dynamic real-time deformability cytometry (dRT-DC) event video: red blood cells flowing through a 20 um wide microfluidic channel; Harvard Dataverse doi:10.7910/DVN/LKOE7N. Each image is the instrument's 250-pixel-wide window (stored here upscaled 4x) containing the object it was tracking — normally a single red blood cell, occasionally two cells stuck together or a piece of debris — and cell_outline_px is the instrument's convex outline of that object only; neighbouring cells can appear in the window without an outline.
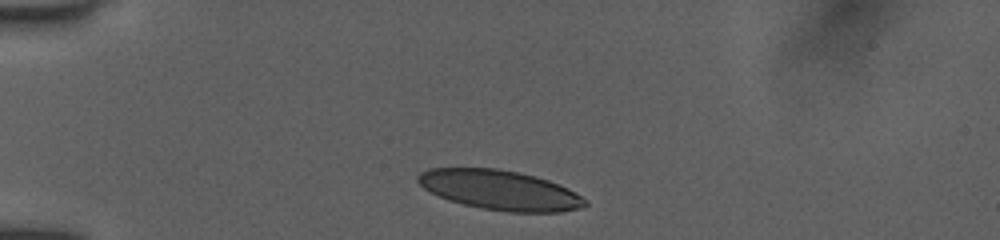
{"species": "human", "species_latin": "Homo sapiens", "temperature_condition": "room temperature", "stored_images_in_passage": 7, "camera_frame_rate_fps": 3000, "um_per_image_px": 0.085, "donor": {"sex": "female"}, "frame": {"image": 1, "passage_image": 1, "time_ms": 0.0, "image_size_px": [1000, 240], "cell_outline_px": [[588, 204], [580, 208], [560, 212], [508, 212], [484, 208], [464, 204], [448, 200], [424, 188], [416, 180], [416, 176], [420, 172], [428, 168], [496, 168], [536, 176], [548, 180], [568, 188], [576, 192], [588, 200]], "centroid_in_image_um": [42.51, 16.15], "position_along_channel_um": 42.5, "area_um2": 38.61}}
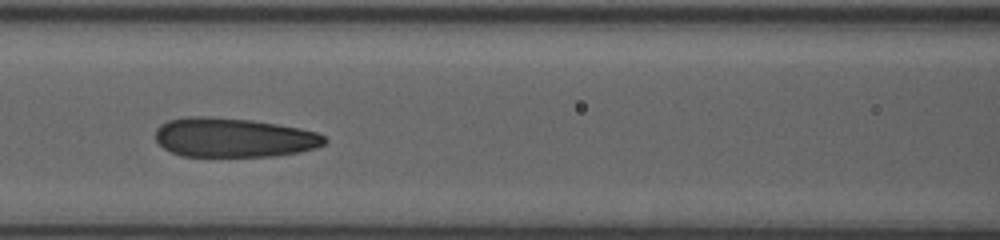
{"frame": {"image": 2, "passage_image": 5, "time_ms": 3.667, "image_size_px": [1000, 240], "cell_outline_px": [[328, 140], [324, 144], [316, 148], [300, 152], [276, 156], [180, 156], [164, 148], [156, 140], [156, 128], [160, 124], [168, 120], [188, 116], [204, 116], [252, 120], [300, 128], [316, 132], [324, 136]], "centroid_in_image_um": [19.86, 11.69], "position_along_channel_um": 146.7, "area_um2": 38.84}}
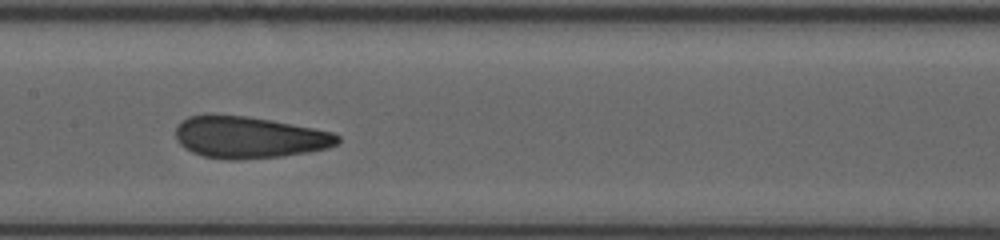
{"frame": {"image": 3, "passage_image": 6, "time_ms": 4.667, "image_size_px": [1000, 240], "cell_outline_px": [[340, 140], [336, 144], [328, 148], [308, 152], [280, 156], [232, 160], [228, 160], [204, 156], [192, 152], [184, 148], [176, 140], [176, 128], [188, 116], [248, 116], [312, 128], [332, 132], [340, 136]], "centroid_in_image_um": [21.18, 11.69], "position_along_channel_um": 186.2, "area_um2": 38.73}}